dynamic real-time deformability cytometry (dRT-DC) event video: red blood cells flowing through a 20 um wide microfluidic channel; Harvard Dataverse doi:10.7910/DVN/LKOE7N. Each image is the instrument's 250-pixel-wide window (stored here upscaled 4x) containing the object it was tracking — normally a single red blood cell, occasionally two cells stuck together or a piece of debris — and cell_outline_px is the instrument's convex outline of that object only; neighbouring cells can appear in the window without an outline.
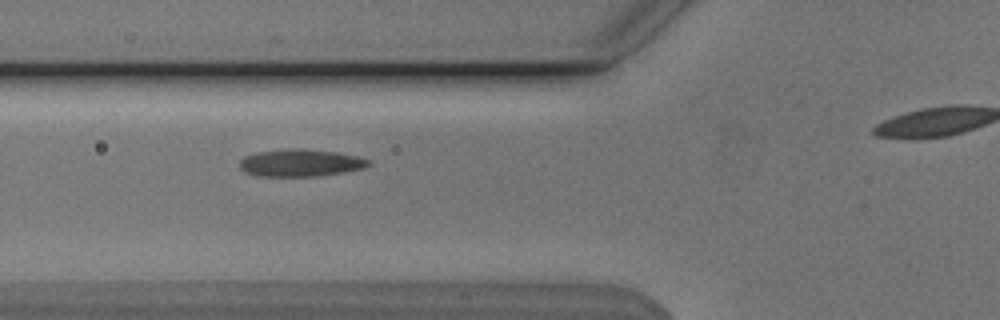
{"species": "Egyptian fruit bat (a non-hibernating species)", "species_latin": "Rousettus aegyptiacus", "temperature_condition": "cold", "stored_images_in_passage": 38, "camera_frame_rate_fps": 3000, "um_per_image_px": 0.085, "animal": {"sex": "male"}, "frame": {"image": 1, "passage_image": 11, "time_ms": 3.333, "image_size_px": [1000, 320], "cell_outline_px": [[372, 164], [364, 168], [344, 172], [320, 176], [256, 176], [244, 172], [240, 168], [240, 160], [244, 156], [256, 152], [288, 148], [304, 148], [336, 152], [360, 156], [368, 160]], "centroid_in_image_um": [25.54, 13.84], "position_along_channel_um": 100.3, "area_um2": 20.81}}
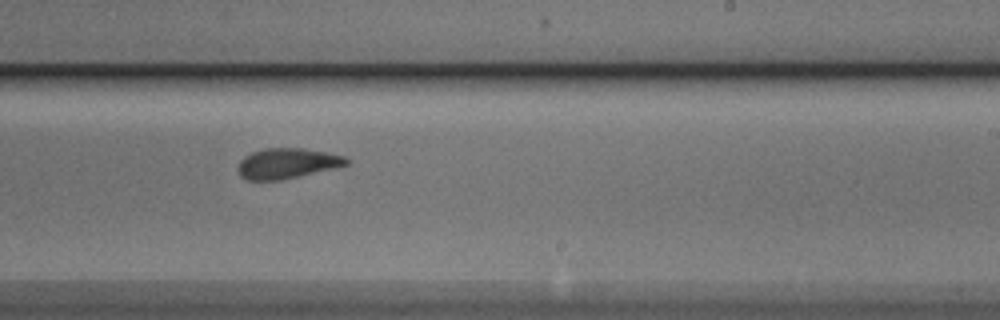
{"frame": {"image": 2, "passage_image": 24, "time_ms": 7.667, "image_size_px": [1000, 320], "cell_outline_px": [[348, 164], [332, 168], [280, 180], [248, 180], [240, 176], [236, 168], [240, 160], [244, 156], [252, 152], [264, 148], [304, 148], [328, 152], [344, 156], [348, 160]], "centroid_in_image_um": [24.35, 13.87], "position_along_channel_um": 264.7, "area_um2": 19.07}}
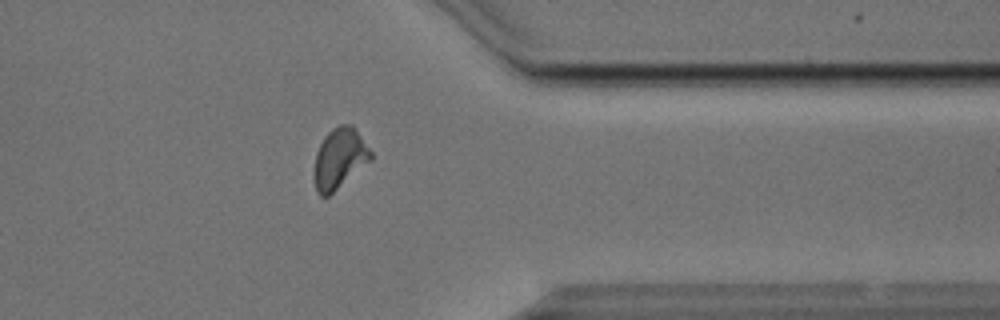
{"frame": {"image": 3, "passage_image": 34, "time_ms": 11.0, "image_size_px": [1000, 320], "cell_outline_px": [[372, 160], [328, 196], [320, 196], [316, 192], [316, 152], [324, 136], [332, 128], [340, 124], [352, 124], [356, 128], [372, 152]], "centroid_in_image_um": [28.9, 13.43], "position_along_channel_um": 382.5, "area_um2": 19.71}, "authors_computed_cell_mechanics": {"area_um2": 19.8254, "velocity_mm_per_s": 3.7913, "shape_relaxation_time_tau1_ms": 5.1438, "shape_relaxation_time_tau2_ms": 1.6707, "deformation_change_tau1": 0.1337, "deformation_change_tau2": 0.0666}}